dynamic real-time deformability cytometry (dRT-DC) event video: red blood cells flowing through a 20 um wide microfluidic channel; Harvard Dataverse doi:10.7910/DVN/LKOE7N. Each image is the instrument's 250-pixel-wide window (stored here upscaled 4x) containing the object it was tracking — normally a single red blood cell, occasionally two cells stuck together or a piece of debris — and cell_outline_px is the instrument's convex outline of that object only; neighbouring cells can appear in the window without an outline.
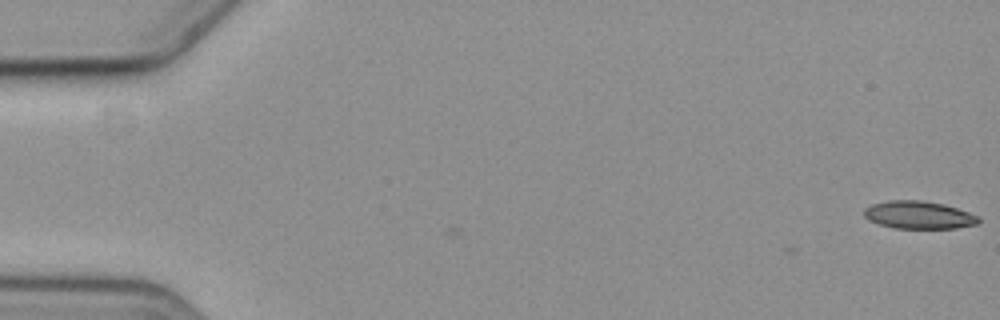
{"species": "common noctule bat (a hibernating species)", "species_latin": "Nyctalus noctula", "temperature_condition": "cold", "stored_images_in_passage": 2, "camera_frame_rate_fps": 3000, "um_per_image_px": 0.085, "animal": {"sex": "female", "body_mass_g": 19.3, "forearm_length_mm": 54.1}, "frame": {"image": 1, "passage_image": 2, "time_ms": 1.0, "image_size_px": [1000, 320], "cell_outline_px": [[980, 220], [976, 224], [956, 228], [896, 228], [880, 224], [868, 220], [864, 216], [864, 208], [872, 204], [888, 200], [920, 200], [944, 204], [980, 216]], "centroid_in_image_um": [78.08, 18.26], "position_along_channel_um": 6.9, "area_um2": 18.44}}